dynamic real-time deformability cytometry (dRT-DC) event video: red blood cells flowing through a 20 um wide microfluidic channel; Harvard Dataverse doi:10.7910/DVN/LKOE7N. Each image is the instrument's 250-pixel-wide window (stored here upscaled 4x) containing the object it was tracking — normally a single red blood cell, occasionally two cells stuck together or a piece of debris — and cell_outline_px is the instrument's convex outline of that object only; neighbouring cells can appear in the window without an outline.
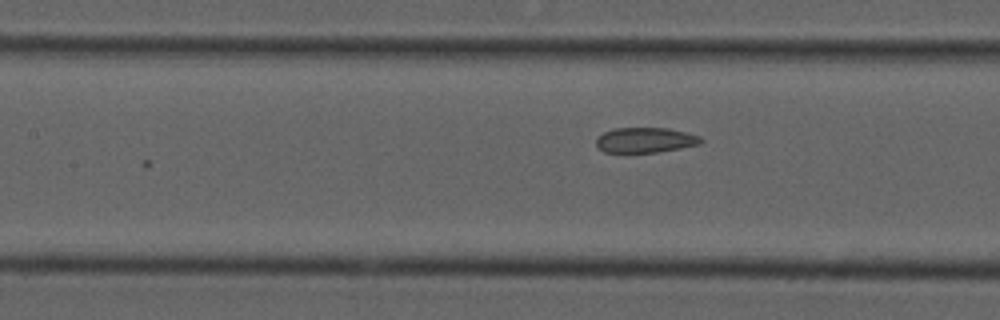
{"species": "common noctule bat (a hibernating species)", "species_latin": "Nyctalus noctula", "temperature_condition": "cold", "stored_images_in_passage": 4, "camera_frame_rate_fps": 3000, "um_per_image_px": 0.085, "animal": {"sex": "male", "forearm_length_mm": 52.5}, "frame": {"image": 1, "passage_image": 4, "time_ms": 1.0, "image_size_px": [1000, 320], "cell_outline_px": [[704, 140], [700, 144], [680, 148], [656, 152], [604, 152], [596, 144], [596, 140], [604, 132], [612, 128], [668, 128], [700, 136]], "centroid_in_image_um": [54.86, 11.9], "position_along_channel_um": 152.5, "area_um2": 15.2}}